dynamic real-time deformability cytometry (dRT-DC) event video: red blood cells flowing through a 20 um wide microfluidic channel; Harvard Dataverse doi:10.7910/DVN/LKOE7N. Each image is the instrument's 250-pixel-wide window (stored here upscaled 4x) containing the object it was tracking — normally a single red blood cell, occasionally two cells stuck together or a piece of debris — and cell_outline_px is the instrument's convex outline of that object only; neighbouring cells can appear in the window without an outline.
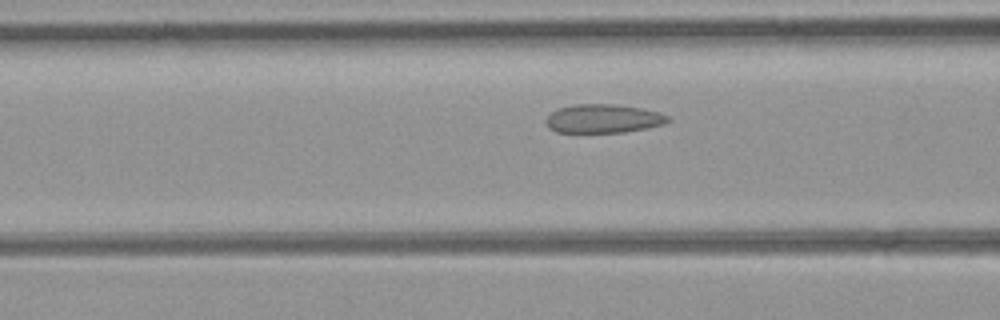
{"species": "common noctule bat (a hibernating species)", "species_latin": "Nyctalus noctula", "temperature_condition": "room temperature", "stored_images_in_passage": 25, "camera_frame_rate_fps": 3000, "um_per_image_px": 0.085, "animal": {"sex": "female", "body_mass_g": 21.9}, "frame": {"image": 1, "passage_image": 16, "time_ms": 5.0, "image_size_px": [1000, 320], "cell_outline_px": [[672, 120], [664, 124], [624, 132], [556, 132], [548, 128], [544, 124], [544, 120], [552, 112], [560, 108], [572, 104], [616, 104], [644, 108], [660, 112], [668, 116]], "centroid_in_image_um": [51.27, 10.07], "position_along_channel_um": 115.3, "area_um2": 20.58}}
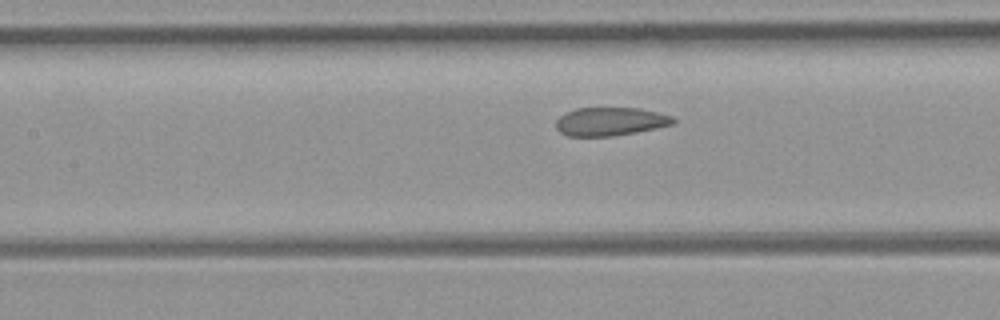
{"frame": {"image": 2, "passage_image": 19, "time_ms": 6.0, "image_size_px": [1000, 320], "cell_outline_px": [[676, 124], [636, 132], [612, 136], [568, 136], [560, 132], [556, 128], [556, 120], [560, 116], [576, 108], [640, 108], [672, 116], [676, 120]], "centroid_in_image_um": [51.89, 10.33], "position_along_channel_um": 155.5, "area_um2": 19.36}}
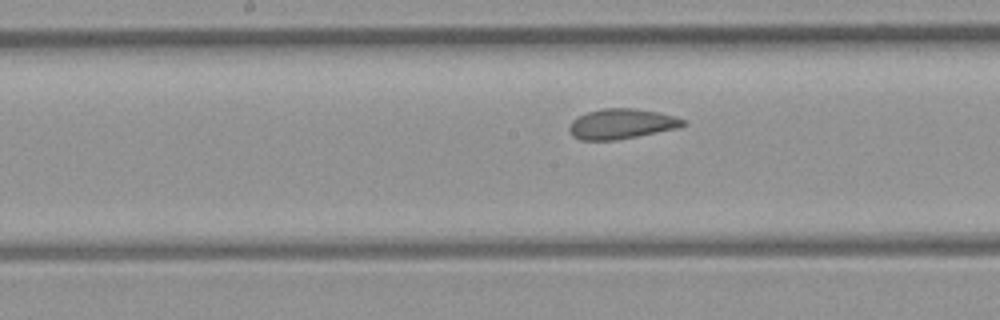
{"frame": {"image": 3, "passage_image": 22, "time_ms": 7.0, "image_size_px": [1000, 320], "cell_outline_px": [[688, 124], [676, 128], [616, 140], [580, 140], [572, 136], [568, 132], [568, 124], [572, 120], [588, 112], [604, 108], [632, 108], [656, 112], [672, 116], [684, 120]], "centroid_in_image_um": [52.76, 10.54], "position_along_channel_um": 195.4, "area_um2": 19.77}}